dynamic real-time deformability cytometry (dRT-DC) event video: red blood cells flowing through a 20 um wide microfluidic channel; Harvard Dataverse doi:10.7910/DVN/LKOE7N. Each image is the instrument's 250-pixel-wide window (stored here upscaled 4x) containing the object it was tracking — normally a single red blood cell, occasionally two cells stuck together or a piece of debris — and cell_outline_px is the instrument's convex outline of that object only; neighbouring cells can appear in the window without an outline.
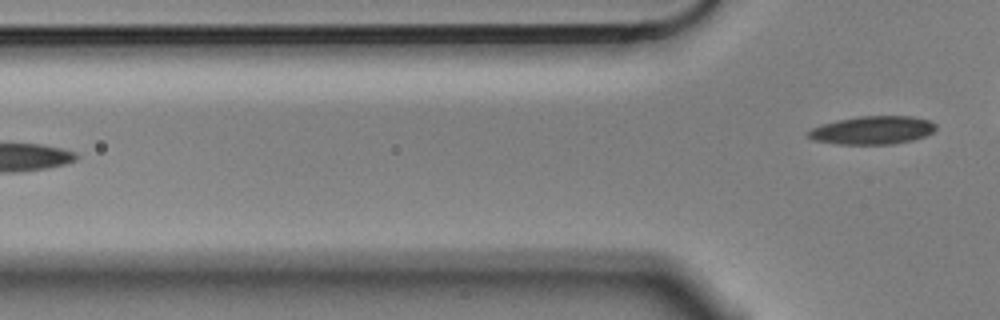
{"species": "Egyptian fruit bat (a non-hibernating species)", "species_latin": "Rousettus aegyptiacus", "temperature_condition": "cold", "stored_images_in_passage": 5, "camera_frame_rate_fps": 3000, "um_per_image_px": 0.085, "animal": {"sex": "male"}, "frame": {"image": 1, "passage_image": 5, "time_ms": 1.333, "image_size_px": [1000, 320], "cell_outline_px": [[936, 128], [932, 132], [924, 136], [912, 140], [892, 144], [836, 144], [812, 140], [808, 136], [808, 132], [812, 128], [820, 124], [836, 120], [860, 116], [912, 116], [928, 120], [936, 124]], "centroid_in_image_um": [74.13, 11.06], "position_along_channel_um": 51.7, "area_um2": 20.98}}